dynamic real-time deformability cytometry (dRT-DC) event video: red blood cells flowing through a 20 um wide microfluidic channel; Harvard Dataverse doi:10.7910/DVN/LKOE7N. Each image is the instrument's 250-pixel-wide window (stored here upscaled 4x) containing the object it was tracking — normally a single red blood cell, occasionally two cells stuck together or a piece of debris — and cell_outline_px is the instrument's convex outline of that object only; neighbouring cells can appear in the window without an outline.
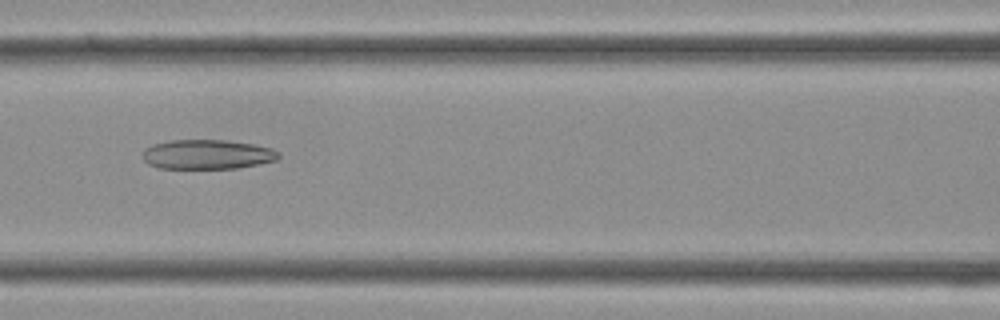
{"species": "Egyptian fruit bat (a non-hibernating species)", "species_latin": "Rousettus aegyptiacus", "temperature_condition": "cold", "stored_images_in_passage": 34, "camera_frame_rate_fps": 3000, "um_per_image_px": 0.085, "frame": {"image": 1, "passage_image": 14, "time_ms": 4.333, "image_size_px": [1000, 320], "cell_outline_px": [[280, 156], [276, 160], [236, 168], [160, 168], [148, 164], [144, 160], [144, 148], [152, 144], [168, 140], [224, 140], [256, 144], [272, 148], [280, 152]], "centroid_in_image_um": [17.62, 13.11], "position_along_channel_um": 149.0, "area_um2": 23.41}}
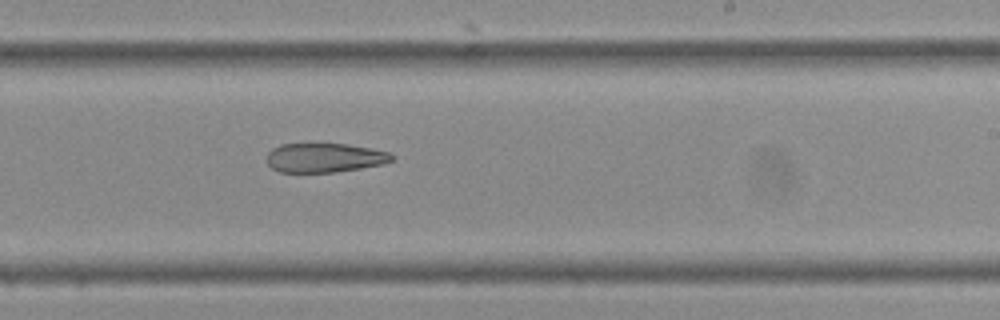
{"frame": {"image": 2, "passage_image": 20, "time_ms": 6.333, "image_size_px": [1000, 320], "cell_outline_px": [[396, 156], [392, 160], [384, 164], [336, 172], [280, 172], [272, 168], [268, 164], [268, 152], [272, 148], [280, 144], [348, 144], [372, 148], [388, 152]], "centroid_in_image_um": [27.61, 13.4], "position_along_channel_um": 261.4, "area_um2": 21.33}}
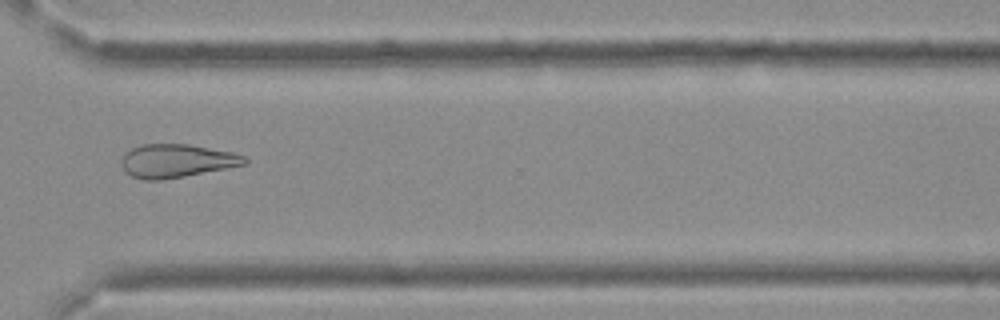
{"frame": {"image": 3, "passage_image": 25, "time_ms": 8.0, "image_size_px": [1000, 320], "cell_outline_px": [[248, 164], [184, 176], [160, 180], [144, 180], [132, 176], [124, 172], [120, 164], [120, 160], [132, 148], [140, 144], [188, 144], [232, 152], [244, 156], [248, 160]], "centroid_in_image_um": [14.99, 13.67], "position_along_channel_um": 355.6, "area_um2": 23.93}}